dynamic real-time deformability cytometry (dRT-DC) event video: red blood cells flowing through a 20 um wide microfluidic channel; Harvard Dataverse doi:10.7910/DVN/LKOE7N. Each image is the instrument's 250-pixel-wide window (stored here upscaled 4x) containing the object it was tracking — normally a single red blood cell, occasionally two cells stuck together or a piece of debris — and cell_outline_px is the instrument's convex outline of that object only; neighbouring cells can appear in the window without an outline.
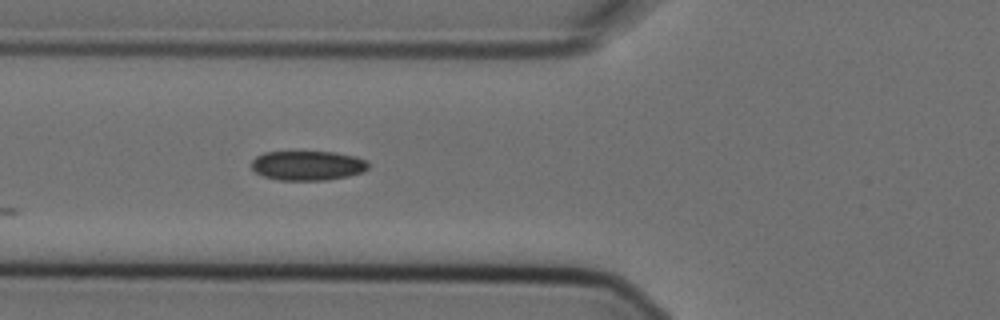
{"species": "Egyptian fruit bat (a non-hibernating species)", "species_latin": "Rousettus aegyptiacus", "temperature_condition": "cold", "stored_images_in_passage": 6, "camera_frame_rate_fps": 3000, "um_per_image_px": 0.085, "animal": {"sex": "female"}, "frame": {"image": 1, "passage_image": 6, "time_ms": 1.667, "image_size_px": [1000, 320], "cell_outline_px": [[368, 168], [364, 172], [348, 176], [324, 180], [276, 180], [264, 176], [256, 172], [252, 168], [252, 160], [256, 156], [264, 152], [336, 152], [356, 156], [364, 160], [368, 164]], "centroid_in_image_um": [26.15, 14.07], "position_along_channel_um": 99.7, "area_um2": 20.11}}